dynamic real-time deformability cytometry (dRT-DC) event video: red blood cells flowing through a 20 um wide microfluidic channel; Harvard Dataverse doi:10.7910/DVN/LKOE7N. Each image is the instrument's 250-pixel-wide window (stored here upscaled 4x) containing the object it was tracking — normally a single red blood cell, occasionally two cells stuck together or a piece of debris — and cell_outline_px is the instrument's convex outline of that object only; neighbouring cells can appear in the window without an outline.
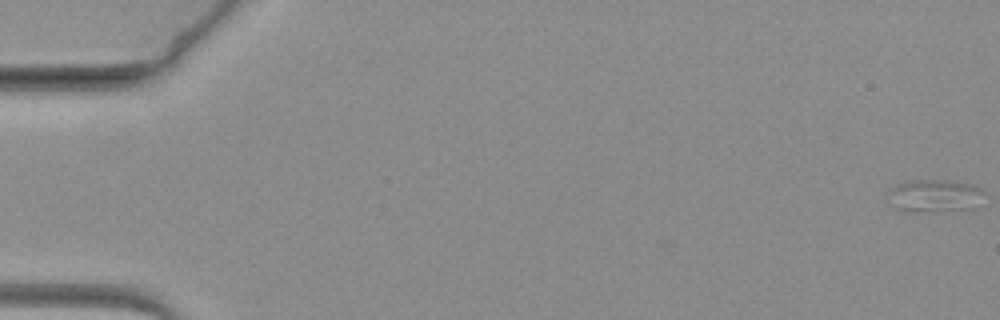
{"species": "common noctule bat (a hibernating species)", "species_latin": "Nyctalus noctula", "temperature_condition": "warm", "stored_images_in_passage": 61, "camera_frame_rate_fps": 3000, "um_per_image_px": 0.085, "animal": {"sex": "female", "body_mass_g": 19.3, "forearm_length_mm": 54.1}, "frame": {"image": 1, "passage_image": 1, "time_ms": 0.0, "image_size_px": [1000, 320], "cell_outline_px": [[980, 188], [972, 208], [928, 212], [900, 212], [892, 208], [888, 204], [892, 188], [908, 180], [944, 180], [968, 184]], "centroid_in_image_um": [79.25, 16.67], "position_along_channel_um": 5.8, "area_um2": 17.74}}
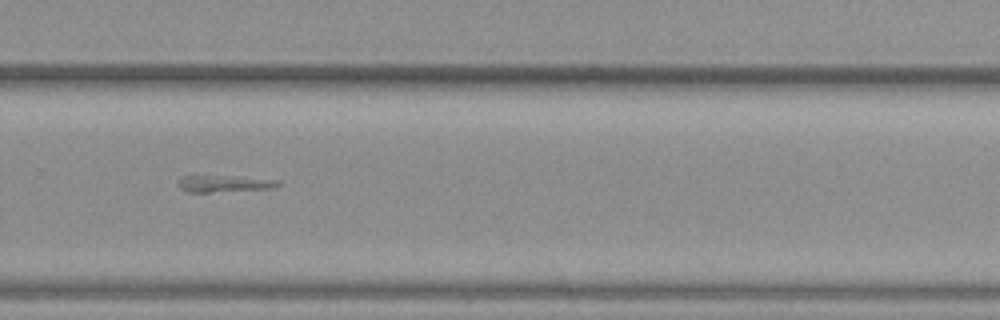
{"frame": {"image": 2, "passage_image": 46, "time_ms": 15.0, "image_size_px": [1000, 320], "cell_outline_px": [[280, 184], [272, 188], [208, 192], [188, 192], [180, 188], [180, 180], [184, 176], [196, 172], [280, 180]], "centroid_in_image_um": [18.99, 15.55], "position_along_channel_um": 310.8, "area_um2": 10.29}}
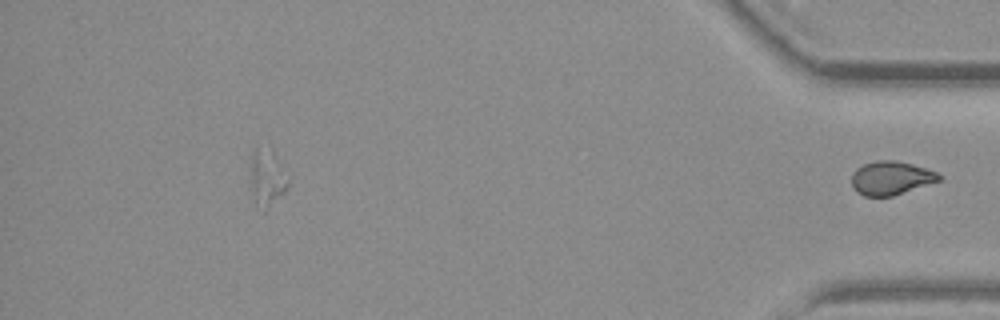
{"frame": {"image": 3, "passage_image": 61, "time_ms": 20.0, "image_size_px": [1000, 320], "cell_outline_px": [[944, 176], [940, 180], [892, 196], [864, 196], [856, 192], [852, 184], [852, 176], [856, 168], [864, 164], [876, 160], [896, 160], [912, 164], [936, 172]], "centroid_in_image_um": [75.72, 15.12], "position_along_channel_um": 359.5, "area_um2": 16.99}}